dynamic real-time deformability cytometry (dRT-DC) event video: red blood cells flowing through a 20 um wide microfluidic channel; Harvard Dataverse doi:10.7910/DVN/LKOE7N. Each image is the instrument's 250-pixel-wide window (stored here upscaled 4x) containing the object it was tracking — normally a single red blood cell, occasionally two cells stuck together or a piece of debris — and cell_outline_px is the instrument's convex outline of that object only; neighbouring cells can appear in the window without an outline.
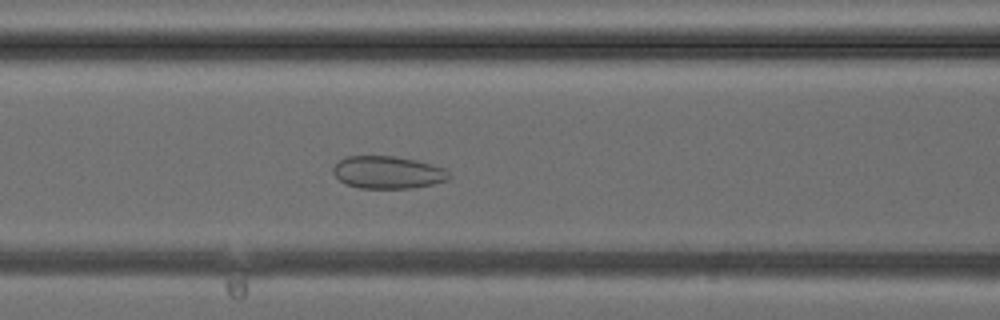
{"species": "common noctule bat (a hibernating species)", "species_latin": "Nyctalus noctula", "temperature_condition": "cold", "stored_images_in_passage": 28, "camera_frame_rate_fps": 3000, "um_per_image_px": 0.085, "animal": {"sex": "female", "body_mass_g": 24.6, "forearm_length_mm": 56.2}, "frame": {"image": 1, "passage_image": 5, "time_ms": 1.333, "image_size_px": [1000, 320], "cell_outline_px": [[452, 176], [448, 180], [432, 184], [412, 188], [360, 188], [348, 184], [340, 180], [332, 172], [332, 168], [340, 160], [348, 156], [396, 156], [416, 160], [432, 164], [444, 168]], "centroid_in_image_um": [32.99, 14.65], "position_along_channel_um": 133.6, "area_um2": 21.91}}
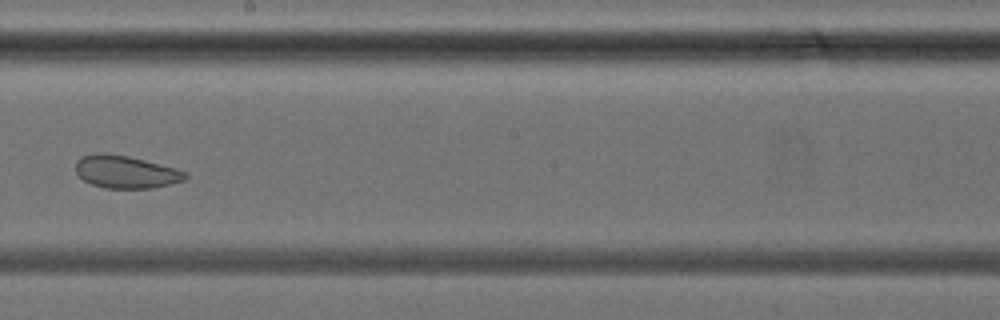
{"frame": {"image": 2, "passage_image": 11, "time_ms": 3.333, "image_size_px": [1000, 320], "cell_outline_px": [[188, 176], [184, 180], [152, 188], [104, 188], [92, 184], [84, 180], [76, 172], [76, 160], [80, 156], [92, 152], [104, 152], [128, 156], [176, 168], [188, 172]], "centroid_in_image_um": [10.66, 14.59], "position_along_channel_um": 237.5, "area_um2": 20.98}}
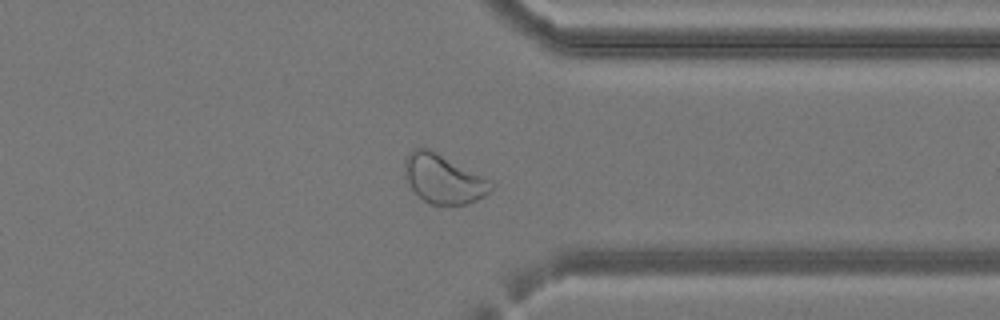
{"frame": {"image": 3, "passage_image": 19, "time_ms": 6.0, "image_size_px": [1000, 320], "cell_outline_px": [[496, 184], [484, 196], [476, 200], [464, 204], [432, 204], [424, 200], [412, 188], [404, 176], [404, 160], [408, 152], [412, 148], [428, 148], [492, 180]], "centroid_in_image_um": [37.69, 15.18], "position_along_channel_um": 373.7, "area_um2": 24.57}}